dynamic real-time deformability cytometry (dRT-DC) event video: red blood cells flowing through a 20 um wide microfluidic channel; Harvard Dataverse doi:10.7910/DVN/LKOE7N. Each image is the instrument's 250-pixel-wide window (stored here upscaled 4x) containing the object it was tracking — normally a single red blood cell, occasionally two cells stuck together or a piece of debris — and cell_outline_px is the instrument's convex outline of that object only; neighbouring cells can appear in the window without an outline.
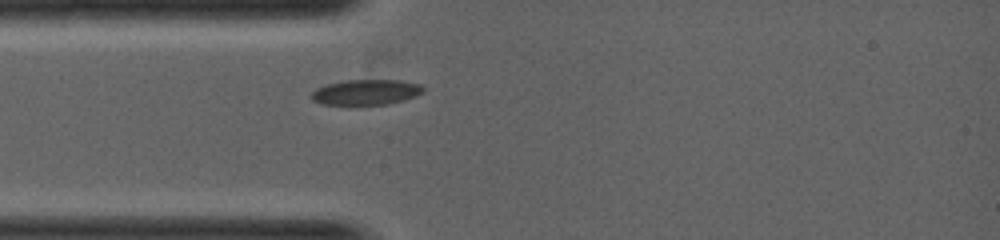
{"species": "common noctule bat (a hibernating species)", "species_latin": "Nyctalus noctula", "temperature_condition": "warm", "stored_images_in_passage": 1, "camera_frame_rate_fps": 5000, "um_per_image_px": 0.085, "animal": {"sex": "female", "body_mass_g": 19.0, "forearm_length_mm": 53.3}, "frame": {"image": 1, "passage_image": 1, "time_ms": 0.0, "image_size_px": [1000, 240], "cell_outline_px": [[424, 92], [416, 96], [404, 100], [388, 104], [320, 104], [312, 100], [312, 92], [316, 88], [324, 84], [348, 80], [400, 80], [420, 84], [424, 88]], "centroid_in_image_um": [31.12, 7.83], "position_along_channel_um": 53.9, "area_um2": 16.53}}